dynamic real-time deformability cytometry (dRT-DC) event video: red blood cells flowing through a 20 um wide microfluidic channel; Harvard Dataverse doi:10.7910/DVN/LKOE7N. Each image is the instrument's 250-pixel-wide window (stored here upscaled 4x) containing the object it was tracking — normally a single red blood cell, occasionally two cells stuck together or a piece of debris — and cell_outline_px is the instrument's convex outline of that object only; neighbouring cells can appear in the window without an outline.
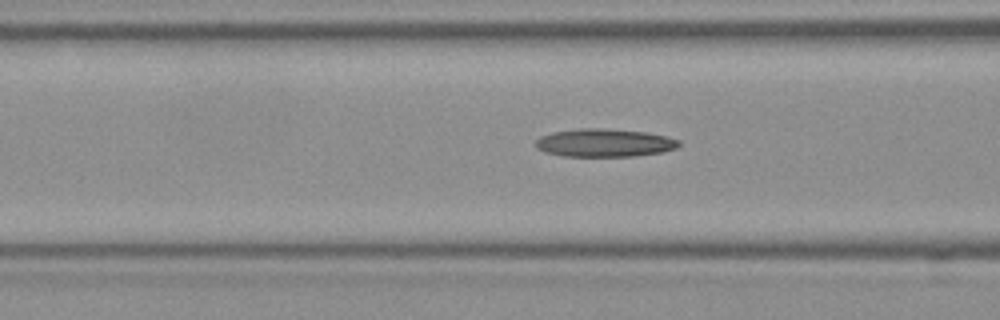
{"species": "Egyptian fruit bat (a non-hibernating species)", "species_latin": "Rousettus aegyptiacus", "temperature_condition": "room temperature", "stored_images_in_passage": 32, "camera_frame_rate_fps": 3000, "um_per_image_px": 0.085, "frame": {"image": 1, "passage_image": 10, "time_ms": 3.0, "image_size_px": [1000, 320], "cell_outline_px": [[680, 144], [676, 148], [664, 152], [636, 156], [564, 156], [544, 152], [536, 148], [536, 140], [540, 136], [552, 132], [580, 128], [604, 128], [648, 132], [668, 136], [680, 140]], "centroid_in_image_um": [51.4, 12.13], "position_along_channel_um": 115.2, "area_um2": 23.7}}
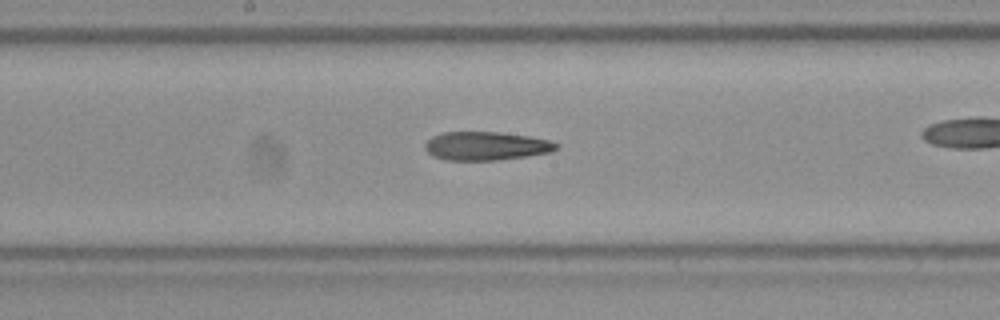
{"frame": {"image": 2, "passage_image": 17, "time_ms": 5.333, "image_size_px": [1000, 320], "cell_outline_px": [[560, 144], [552, 152], [496, 160], [448, 160], [432, 156], [424, 148], [424, 144], [432, 136], [440, 132], [500, 132], [528, 136], [548, 140]], "centroid_in_image_um": [41.28, 12.4], "position_along_channel_um": 206.9, "area_um2": 21.79}}
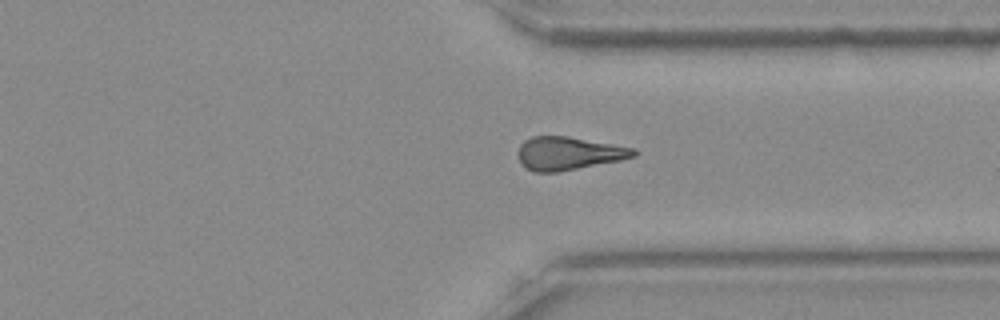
{"frame": {"image": 3, "passage_image": 29, "time_ms": 9.333, "image_size_px": [1000, 320], "cell_outline_px": [[636, 156], [620, 160], [560, 172], [532, 172], [520, 164], [516, 152], [520, 144], [524, 140], [532, 136], [568, 136], [636, 148]], "centroid_in_image_um": [48.28, 13.04], "position_along_channel_um": 363.1, "area_um2": 22.66}}